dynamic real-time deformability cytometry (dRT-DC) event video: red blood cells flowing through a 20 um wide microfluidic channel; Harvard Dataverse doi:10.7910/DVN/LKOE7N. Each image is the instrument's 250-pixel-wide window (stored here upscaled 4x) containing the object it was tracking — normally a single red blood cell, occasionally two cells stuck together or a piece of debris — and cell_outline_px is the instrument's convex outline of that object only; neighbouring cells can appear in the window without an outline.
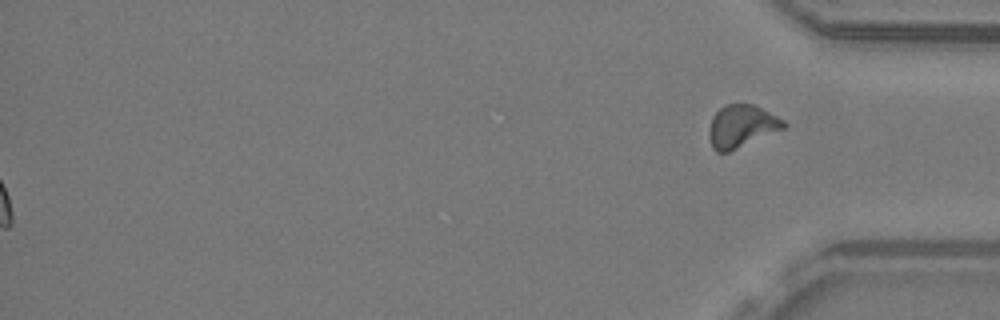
{"species": "common noctule bat (a hibernating species)", "species_latin": "Nyctalus noctula", "temperature_condition": "warm", "stored_images_in_passage": 52, "segment_of_instrument_passage": [2, 2], "camera_frame_rate_fps": 3000, "um_per_image_px": 0.085, "animal": {"sex": "male", "body_mass_g": 19.2, "forearm_length_mm": 51.8}, "frame": {"image": 1, "passage_image": 52, "time_ms": 17.0, "image_size_px": [1000, 320], "cell_outline_px": [[788, 128], [728, 152], [716, 152], [712, 148], [708, 136], [708, 128], [712, 116], [720, 108], [728, 104], [752, 104], [784, 120], [788, 124]], "centroid_in_image_um": [63.04, 10.75], "position_along_channel_um": 372.2, "area_um2": 18.73}}